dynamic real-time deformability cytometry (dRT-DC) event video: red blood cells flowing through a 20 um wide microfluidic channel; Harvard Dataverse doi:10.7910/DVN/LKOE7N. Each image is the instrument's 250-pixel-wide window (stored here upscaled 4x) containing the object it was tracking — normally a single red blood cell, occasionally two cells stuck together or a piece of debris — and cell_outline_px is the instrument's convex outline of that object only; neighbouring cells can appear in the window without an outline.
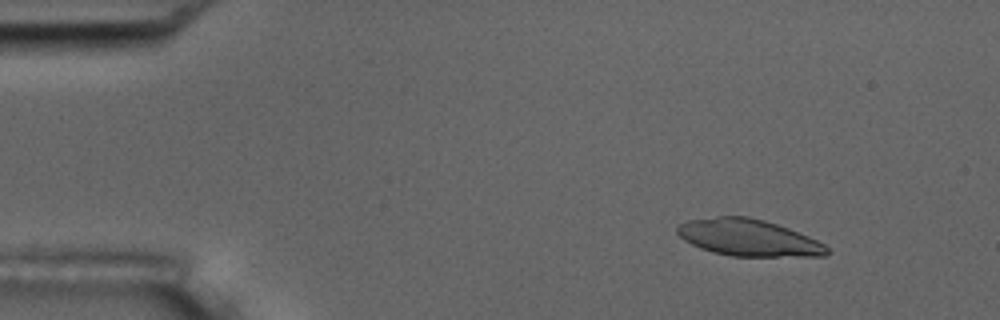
{"species": "common noctule bat (a hibernating species)", "species_latin": "Nyctalus noctula", "temperature_condition": "room temperature", "stored_images_in_passage": 5, "camera_frame_rate_fps": 3000, "um_per_image_px": 0.085, "animal": {"sex": "male", "body_mass_g": 17.5, "forearm_length_mm": 52.3}, "frame": {"image": 1, "passage_image": 2, "time_ms": 1.0, "image_size_px": [1000, 320], "cell_outline_px": [[828, 252], [824, 256], [732, 256], [712, 252], [700, 248], [684, 240], [676, 232], [676, 228], [680, 224], [688, 220], [716, 216], [748, 216], [764, 220], [788, 228], [808, 236], [824, 244], [828, 248]], "centroid_in_image_um": [63.59, 20.2], "position_along_channel_um": 21.4, "area_um2": 31.91}}